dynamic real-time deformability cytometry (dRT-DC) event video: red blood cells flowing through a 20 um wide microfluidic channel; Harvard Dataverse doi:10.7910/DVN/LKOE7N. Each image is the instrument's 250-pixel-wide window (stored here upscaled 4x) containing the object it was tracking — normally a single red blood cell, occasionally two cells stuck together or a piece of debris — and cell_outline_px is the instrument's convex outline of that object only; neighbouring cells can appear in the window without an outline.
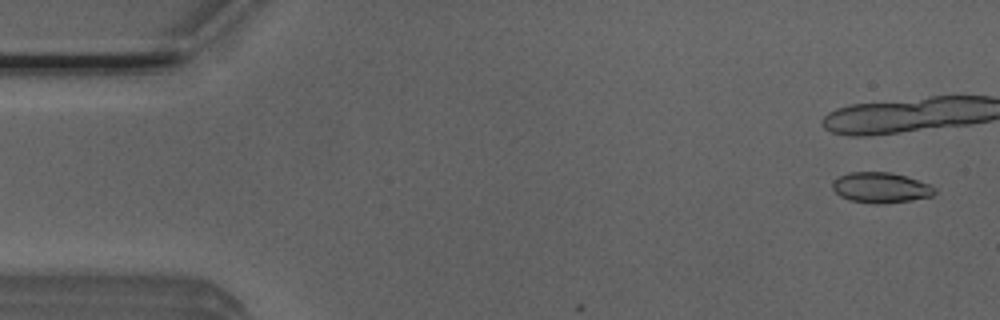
{"species": "Egyptian fruit bat (a non-hibernating species)", "species_latin": "Rousettus aegyptiacus", "temperature_condition": "room temperature", "stored_images_in_passage": 4, "camera_frame_rate_fps": 3000, "um_per_image_px": 0.085, "animal": {"sex": "male"}, "frame": {"image": 1, "passage_image": 2, "time_ms": 0.333, "image_size_px": [1000, 320], "cell_outline_px": [[936, 192], [932, 196], [912, 200], [880, 204], [872, 204], [848, 200], [840, 196], [832, 188], [832, 184], [840, 176], [848, 172], [892, 172], [928, 184], [936, 188]], "centroid_in_image_um": [74.85, 15.96], "position_along_channel_um": 10.1, "area_um2": 18.09}}